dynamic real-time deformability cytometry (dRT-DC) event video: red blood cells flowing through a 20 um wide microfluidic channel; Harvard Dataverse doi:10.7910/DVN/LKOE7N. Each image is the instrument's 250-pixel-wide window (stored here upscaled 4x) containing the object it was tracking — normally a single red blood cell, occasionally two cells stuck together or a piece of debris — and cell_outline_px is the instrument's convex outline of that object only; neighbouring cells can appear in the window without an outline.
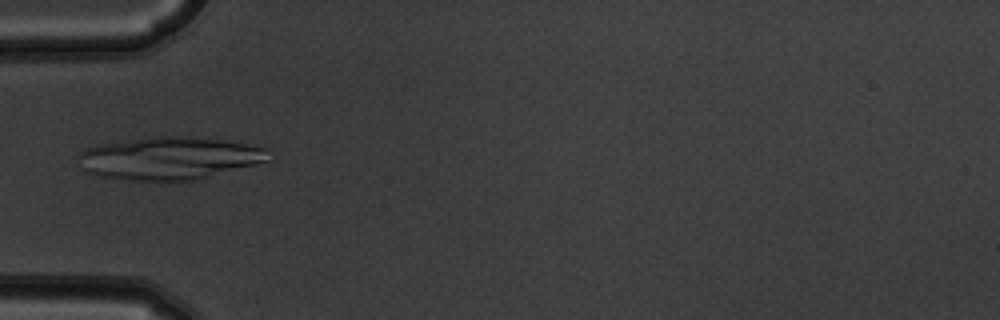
{"species": "common noctule bat (a hibernating species)", "species_latin": "Nyctalus noctula", "temperature_condition": "warm", "stored_images_in_passage": 1, "camera_frame_rate_fps": 3000, "um_per_image_px": 0.085, "animal": {"sex": "male", "body_mass_g": 19.5, "forearm_length_mm": 54.6}, "frame": {"image": 1, "passage_image": 1, "time_ms": 0.0, "image_size_px": [1000, 320], "cell_outline_px": [[272, 160], [196, 180], [176, 184], [128, 180], [100, 176], [88, 172], [84, 168], [76, 156], [84, 148], [100, 144], [160, 136], [168, 136], [220, 140], [272, 148]], "centroid_in_image_um": [14.46, 13.5], "position_along_channel_um": 70.5, "area_um2": 47.97}}